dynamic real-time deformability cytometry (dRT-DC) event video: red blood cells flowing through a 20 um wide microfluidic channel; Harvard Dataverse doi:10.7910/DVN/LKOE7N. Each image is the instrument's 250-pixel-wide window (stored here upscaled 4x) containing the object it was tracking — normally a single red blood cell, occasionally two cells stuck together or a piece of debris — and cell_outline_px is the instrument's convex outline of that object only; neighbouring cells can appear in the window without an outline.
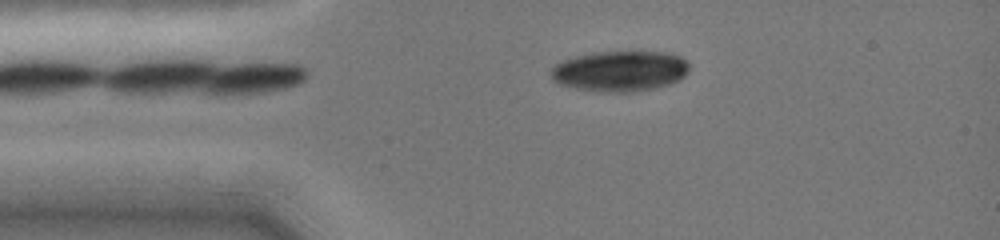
{"species": "common noctule bat (a hibernating species)", "species_latin": "Nyctalus noctula", "temperature_condition": "cold", "stored_images_in_passage": 5, "camera_frame_rate_fps": 3000, "um_per_image_px": 0.085, "animal": {"sex": "female", "body_mass_g": 19.0, "forearm_length_mm": 51.5}, "frame": {"image": 1, "passage_image": 4, "time_ms": 2.667, "image_size_px": [1000, 240], "cell_outline_px": [[688, 72], [680, 80], [656, 88], [632, 92], [600, 92], [576, 88], [556, 84], [552, 80], [552, 68], [556, 64], [564, 60], [576, 56], [600, 52], [664, 52], [680, 56], [688, 64]], "centroid_in_image_um": [52.7, 6.06], "position_along_channel_um": 32.3, "area_um2": 32.6}}